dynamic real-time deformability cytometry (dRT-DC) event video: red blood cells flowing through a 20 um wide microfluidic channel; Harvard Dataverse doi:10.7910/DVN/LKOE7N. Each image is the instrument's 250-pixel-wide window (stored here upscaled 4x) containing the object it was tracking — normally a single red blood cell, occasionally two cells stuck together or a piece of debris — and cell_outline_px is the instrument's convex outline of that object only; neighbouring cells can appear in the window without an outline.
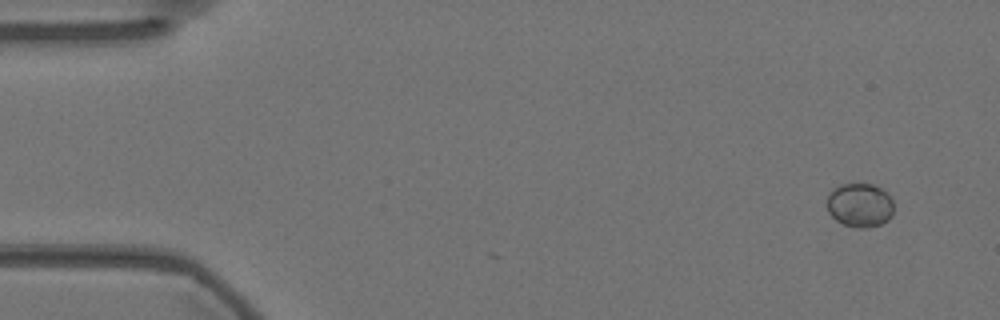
{"species": "Egyptian fruit bat (a non-hibernating species)", "species_latin": "Rousettus aegyptiacus", "temperature_condition": "warm", "stored_images_in_passage": 3, "camera_frame_rate_fps": 3000, "um_per_image_px": 0.085, "animal": {"sex": "female"}, "frame": {"image": 1, "passage_image": 3, "time_ms": 0.667, "image_size_px": [1000, 320], "cell_outline_px": [[892, 216], [888, 220], [880, 224], [864, 228], [860, 228], [844, 224], [836, 220], [828, 212], [828, 192], [832, 188], [840, 184], [876, 184], [884, 188], [892, 196]], "centroid_in_image_um": [73.11, 17.4], "position_along_channel_um": 11.9, "area_um2": 17.34}}